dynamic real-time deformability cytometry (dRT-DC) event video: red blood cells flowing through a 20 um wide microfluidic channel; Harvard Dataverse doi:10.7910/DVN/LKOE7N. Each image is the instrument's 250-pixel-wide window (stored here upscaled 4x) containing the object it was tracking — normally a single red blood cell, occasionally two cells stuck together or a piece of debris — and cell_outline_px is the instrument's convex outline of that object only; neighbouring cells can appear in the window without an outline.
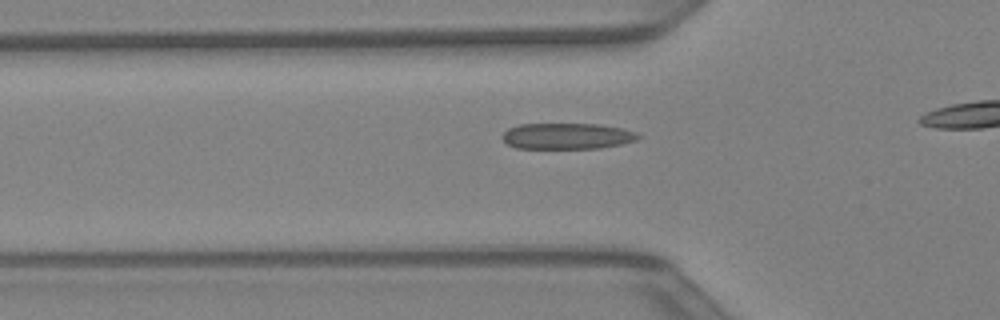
{"species": "Egyptian fruit bat (a non-hibernating species)", "species_latin": "Rousettus aegyptiacus", "temperature_condition": "warm", "stored_images_in_passage": 20, "camera_frame_rate_fps": 3000, "um_per_image_px": 0.085, "animal": {"sex": "female"}, "frame": {"image": 1, "passage_image": 5, "time_ms": 1.333, "image_size_px": [1000, 320], "cell_outline_px": [[640, 136], [636, 140], [620, 144], [600, 148], [516, 148], [508, 144], [500, 136], [508, 128], [520, 124], [600, 124], [624, 128], [636, 132]], "centroid_in_image_um": [48.2, 11.56], "position_along_channel_um": 77.6, "area_um2": 20.63}}
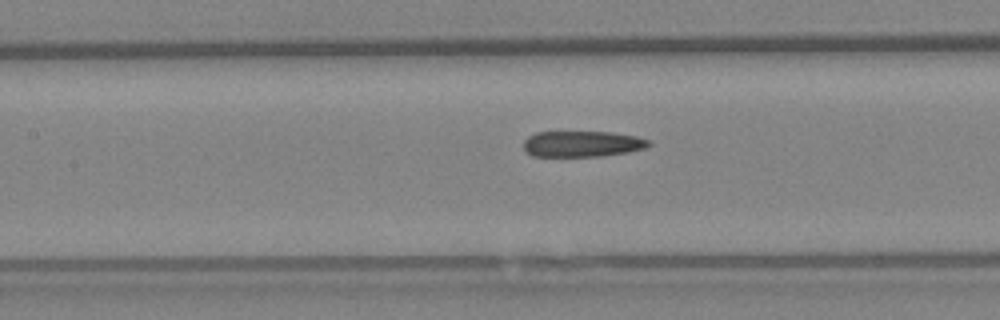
{"frame": {"image": 2, "passage_image": 10, "time_ms": 3.0, "image_size_px": [1000, 320], "cell_outline_px": [[652, 144], [648, 148], [628, 152], [600, 156], [532, 156], [524, 148], [524, 140], [528, 136], [536, 132], [612, 132], [636, 136], [648, 140]], "centroid_in_image_um": [49.52, 12.23], "position_along_channel_um": 157.9, "area_um2": 18.96}}
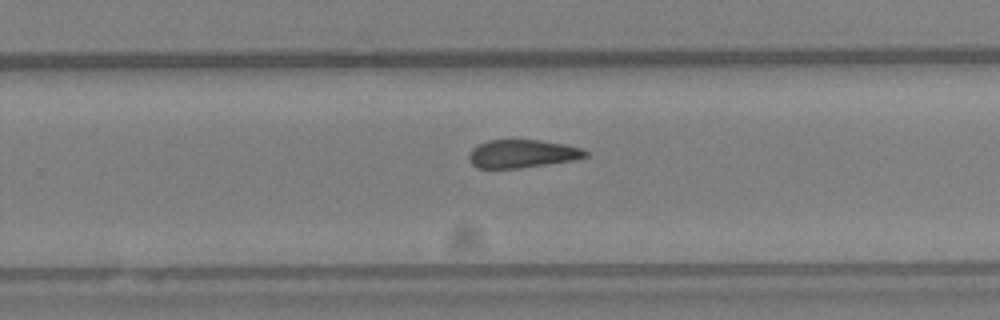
{"frame": {"image": 3, "passage_image": 18, "time_ms": 5.667, "image_size_px": [1000, 320], "cell_outline_px": [[588, 156], [572, 160], [516, 168], [476, 168], [472, 164], [468, 156], [472, 148], [476, 144], [488, 140], [540, 140], [564, 144], [584, 148], [588, 152]], "centroid_in_image_um": [44.37, 13.05], "position_along_channel_um": 285.4, "area_um2": 19.02}}